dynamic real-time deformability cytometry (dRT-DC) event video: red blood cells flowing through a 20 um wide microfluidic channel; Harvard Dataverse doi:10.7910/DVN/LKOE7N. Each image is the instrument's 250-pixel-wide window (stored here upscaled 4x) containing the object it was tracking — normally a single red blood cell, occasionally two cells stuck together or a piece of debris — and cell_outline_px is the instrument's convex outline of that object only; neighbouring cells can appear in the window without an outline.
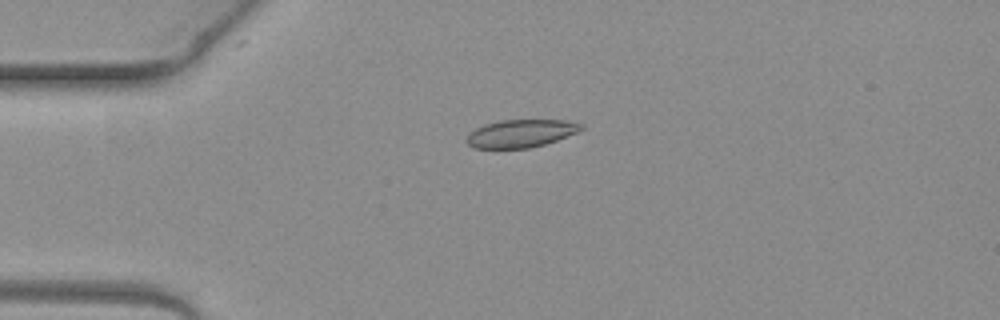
{"species": "common noctule bat (a hibernating species)", "species_latin": "Nyctalus noctula", "temperature_condition": "warm", "stored_images_in_passage": 4, "camera_frame_rate_fps": 3000, "um_per_image_px": 0.085, "animal": {"sex": "female", "body_mass_g": 19.3, "forearm_length_mm": 54.1}, "frame": {"image": 1, "passage_image": 1, "time_ms": 0.0, "image_size_px": [1000, 320], "cell_outline_px": [[584, 128], [576, 132], [556, 140], [544, 144], [528, 148], [476, 148], [468, 144], [464, 140], [468, 132], [484, 124], [500, 120], [564, 120], [584, 124]], "centroid_in_image_um": [44.22, 11.33], "position_along_channel_um": 40.8, "area_um2": 18.55}}
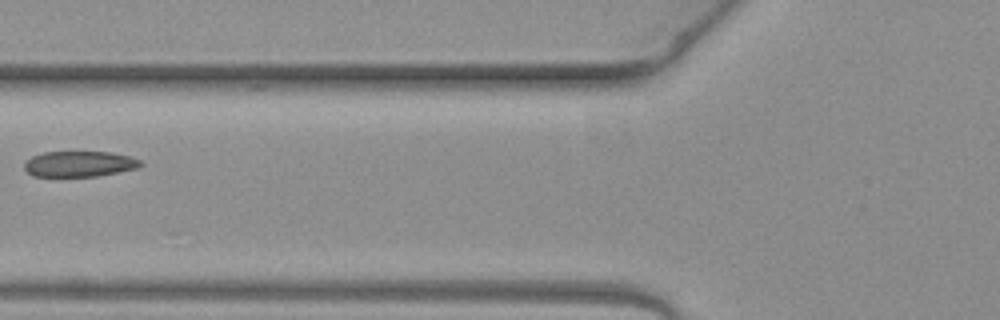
{"frame": {"image": 2, "passage_image": 3, "time_ms": 0.667, "image_size_px": [1000, 320], "cell_outline_px": [[144, 164], [140, 168], [96, 176], [32, 176], [24, 168], [24, 164], [32, 156], [44, 152], [112, 152], [132, 156], [140, 160]], "centroid_in_image_um": [6.81, 13.93], "position_along_channel_um": 119.0, "area_um2": 17.46}}
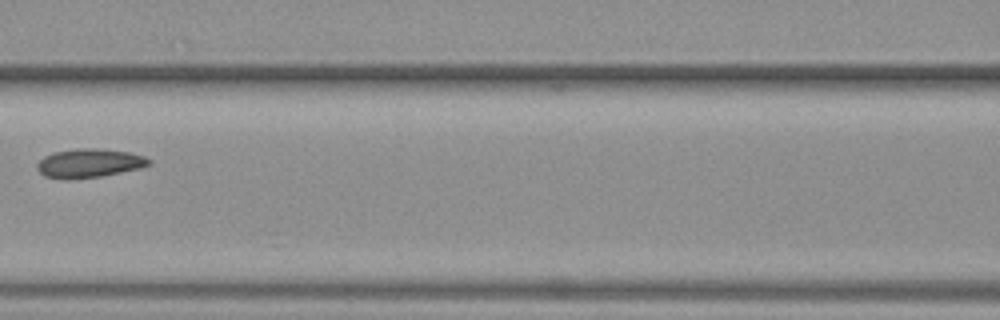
{"frame": {"image": 3, "passage_image": 4, "time_ms": 1.0, "image_size_px": [1000, 320], "cell_outline_px": [[152, 164], [140, 168], [100, 176], [72, 180], [64, 180], [44, 176], [36, 168], [36, 164], [44, 156], [56, 152], [76, 148], [96, 148], [128, 152], [144, 156], [152, 160]], "centroid_in_image_um": [7.57, 13.88], "position_along_channel_um": 159.0, "area_um2": 18.9}}